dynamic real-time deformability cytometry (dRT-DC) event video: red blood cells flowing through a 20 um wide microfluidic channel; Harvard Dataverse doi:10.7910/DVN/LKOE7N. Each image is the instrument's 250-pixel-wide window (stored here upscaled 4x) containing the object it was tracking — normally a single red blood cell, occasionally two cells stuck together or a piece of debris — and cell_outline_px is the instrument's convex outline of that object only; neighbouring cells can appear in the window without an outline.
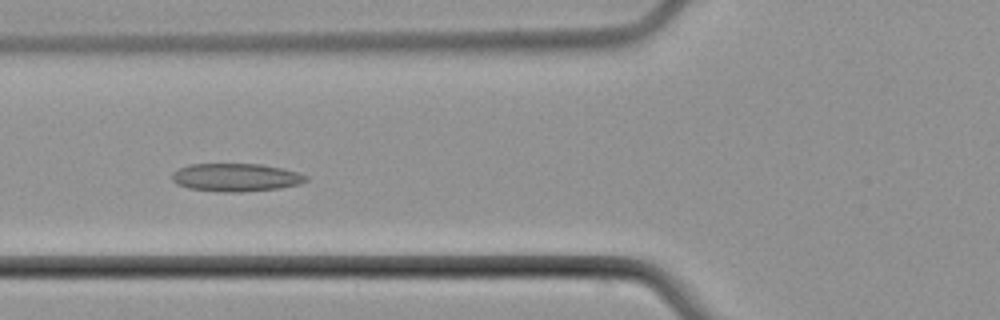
{"species": "common noctule bat (a hibernating species)", "species_latin": "Nyctalus noctula", "temperature_condition": "cold", "stored_images_in_passage": 8, "camera_frame_rate_fps": 3000, "um_per_image_px": 0.085, "animal": {"sex": "male", "body_mass_g": 21.5, "forearm_length_mm": 52.0}, "frame": {"image": 1, "passage_image": 5, "time_ms": 5.0, "image_size_px": [1000, 320], "cell_outline_px": [[308, 180], [300, 184], [280, 188], [240, 192], [224, 192], [188, 188], [176, 184], [172, 180], [172, 172], [188, 164], [260, 164], [300, 172], [308, 176]], "centroid_in_image_um": [20.06, 15.08], "position_along_channel_um": 105.7, "area_um2": 21.96}}
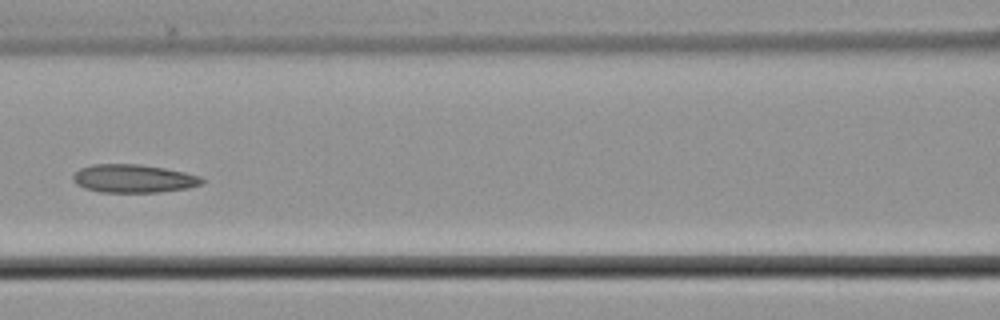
{"frame": {"image": 2, "passage_image": 6, "time_ms": 6.333, "image_size_px": [1000, 320], "cell_outline_px": [[204, 184], [188, 188], [160, 192], [100, 192], [84, 188], [76, 184], [72, 180], [72, 176], [80, 168], [92, 164], [140, 164], [164, 168], [184, 172], [200, 176], [204, 180]], "centroid_in_image_um": [11.35, 15.18], "position_along_channel_um": 155.3, "area_um2": 21.33}}
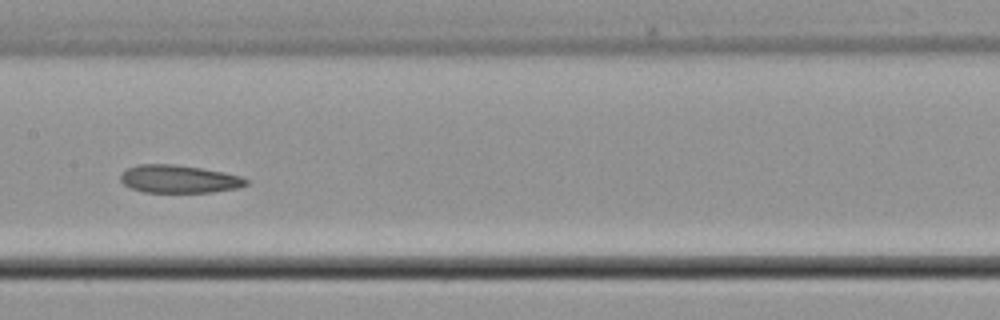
{"frame": {"image": 3, "passage_image": 7, "time_ms": 7.333, "image_size_px": [1000, 320], "cell_outline_px": [[248, 184], [236, 188], [212, 192], [144, 192], [132, 188], [124, 184], [120, 180], [120, 176], [128, 168], [140, 164], [172, 164], [200, 168], [224, 172], [240, 176], [248, 180]], "centroid_in_image_um": [15.21, 15.22], "position_along_channel_um": 192.2, "area_um2": 20.17}}